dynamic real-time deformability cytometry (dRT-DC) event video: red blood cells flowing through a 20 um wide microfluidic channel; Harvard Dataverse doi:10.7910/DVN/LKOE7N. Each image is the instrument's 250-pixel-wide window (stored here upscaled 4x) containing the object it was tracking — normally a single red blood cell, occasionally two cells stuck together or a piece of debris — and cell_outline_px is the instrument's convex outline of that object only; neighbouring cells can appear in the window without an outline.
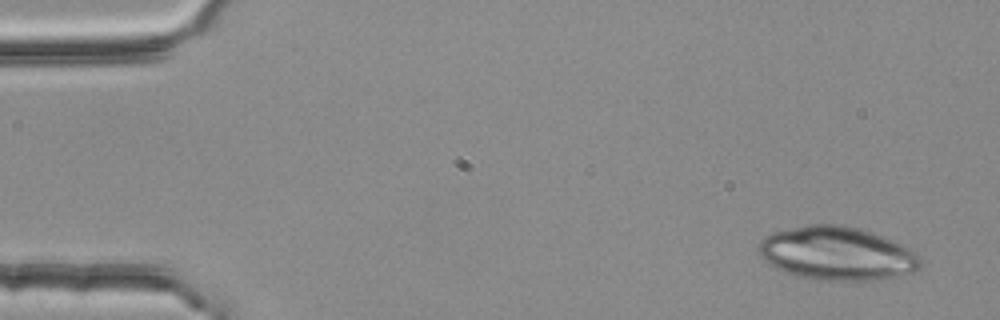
{"species": "common noctule bat (a hibernating species)", "species_latin": "Nyctalus noctula", "temperature_condition": "room temperature", "stored_images_in_passage": 49, "camera_frame_rate_fps": 3000, "um_per_image_px": 0.085, "animal": {"sex": "female", "body_mass_g": 25.1}, "frame": {"image": 1, "passage_image": 1, "time_ms": 0.0, "image_size_px": [1000, 320], "cell_outline_px": [[920, 268], [912, 272], [900, 276], [872, 280], [820, 280], [796, 276], [784, 272], [768, 264], [760, 256], [760, 244], [764, 236], [772, 232], [812, 224], [844, 224], [872, 232], [892, 240], [916, 252], [920, 260]], "centroid_in_image_um": [71.14, 21.55], "position_along_channel_um": 13.9, "area_um2": 50.34}}
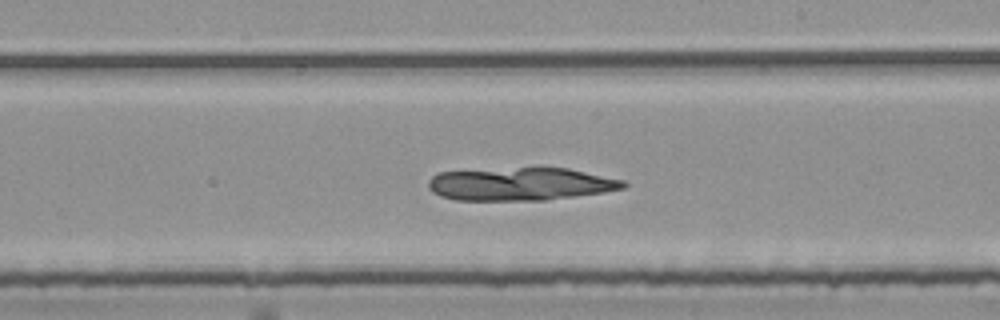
{"frame": {"image": 2, "passage_image": 29, "time_ms": 9.333, "image_size_px": [1000, 320], "cell_outline_px": [[628, 184], [624, 188], [604, 192], [576, 196], [544, 200], [456, 200], [440, 196], [432, 192], [428, 188], [428, 180], [432, 176], [440, 172], [520, 168], [568, 168], [624, 180]], "centroid_in_image_um": [44.25, 15.65], "position_along_channel_um": 244.8, "area_um2": 37.22}}
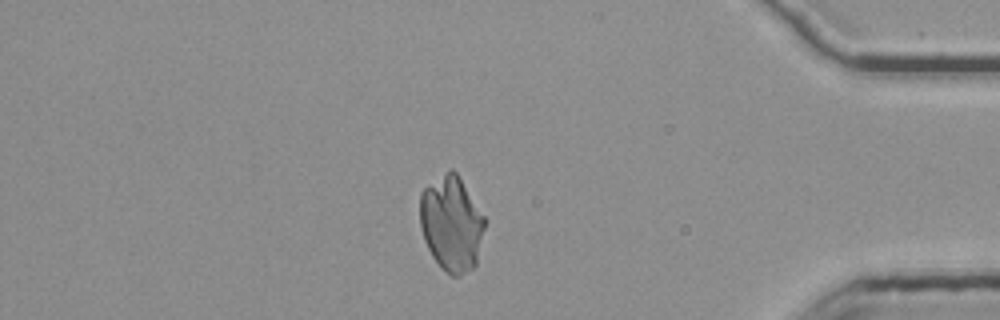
{"frame": {"image": 3, "passage_image": 44, "time_ms": 14.333, "image_size_px": [1000, 320], "cell_outline_px": [[484, 228], [476, 264], [472, 268], [460, 276], [452, 276], [440, 268], [432, 256], [424, 240], [420, 228], [420, 192], [428, 184], [448, 168], [452, 168], [456, 172], [484, 216]], "centroid_in_image_um": [38.34, 19.0], "position_along_channel_um": 396.9, "area_um2": 35.95}}